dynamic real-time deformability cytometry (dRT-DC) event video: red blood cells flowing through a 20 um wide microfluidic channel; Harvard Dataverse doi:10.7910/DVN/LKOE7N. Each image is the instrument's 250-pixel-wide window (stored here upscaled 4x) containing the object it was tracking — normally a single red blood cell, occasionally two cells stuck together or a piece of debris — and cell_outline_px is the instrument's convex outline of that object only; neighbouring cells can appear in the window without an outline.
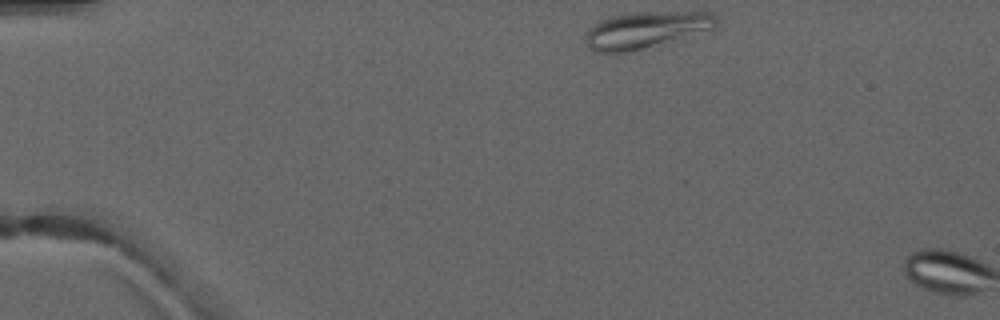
{"species": "common noctule bat (a hibernating species)", "species_latin": "Nyctalus noctula", "temperature_condition": "warm", "stored_images_in_passage": 2, "camera_frame_rate_fps": 3000, "um_per_image_px": 0.085, "animal": {"sex": "male", "forearm_length_mm": 52.5}, "frame": {"image": 1, "passage_image": 1, "time_ms": 0.0, "image_size_px": [1000, 320], "cell_outline_px": [[716, 28], [684, 40], [624, 52], [596, 52], [584, 40], [584, 36], [600, 20], [612, 16], [644, 12], [708, 12], [716, 20]], "centroid_in_image_um": [54.98, 2.56], "position_along_channel_um": 30.0, "area_um2": 27.8}}